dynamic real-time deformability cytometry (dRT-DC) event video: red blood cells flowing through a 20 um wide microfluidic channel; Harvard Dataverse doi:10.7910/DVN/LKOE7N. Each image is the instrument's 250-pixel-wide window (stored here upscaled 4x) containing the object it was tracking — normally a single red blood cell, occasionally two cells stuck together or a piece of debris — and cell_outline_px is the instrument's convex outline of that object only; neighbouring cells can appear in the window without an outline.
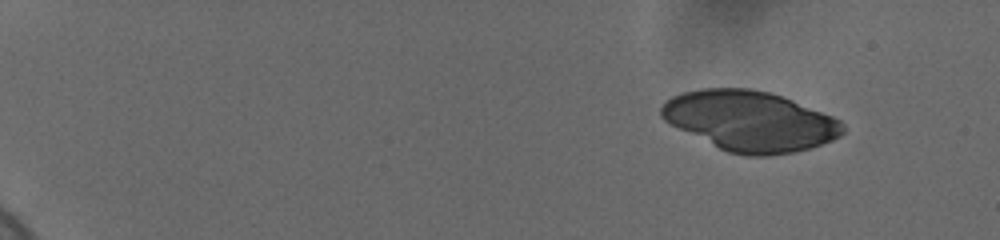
{"species": "human", "species_latin": "Homo sapiens", "temperature_condition": "cold", "stored_images_in_passage": 52, "camera_frame_rate_fps": 3000, "um_per_image_px": 0.085, "donor": {"sex": "female"}, "frame": {"image": 1, "passage_image": 1, "time_ms": 0.0, "image_size_px": [1000, 240], "cell_outline_px": [[844, 132], [840, 136], [832, 140], [808, 148], [792, 152], [764, 156], [748, 156], [728, 152], [664, 120], [660, 116], [660, 108], [664, 100], [672, 96], [684, 92], [700, 88], [752, 88], [772, 92], [784, 96], [832, 116], [840, 120], [844, 124]], "centroid_in_image_um": [63.76, 10.26], "position_along_channel_um": 21.2, "area_um2": 63.35}}
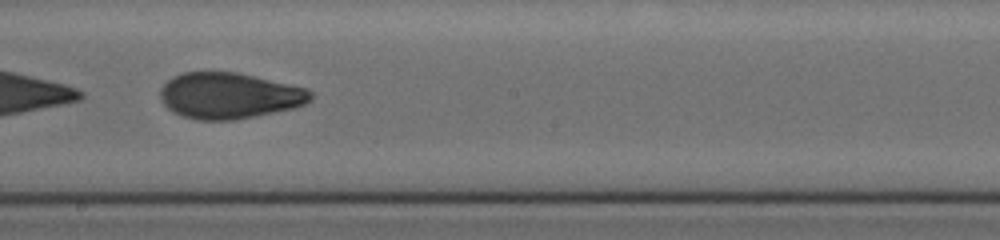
{"frame": {"image": 2, "passage_image": 31, "time_ms": 10.0, "image_size_px": [1000, 240], "cell_outline_px": [[312, 100], [304, 104], [292, 108], [232, 120], [196, 120], [172, 112], [160, 100], [160, 88], [168, 80], [184, 72], [236, 72], [308, 88], [312, 92]], "centroid_in_image_um": [19.47, 8.13], "position_along_channel_um": 228.7, "area_um2": 40.11}}
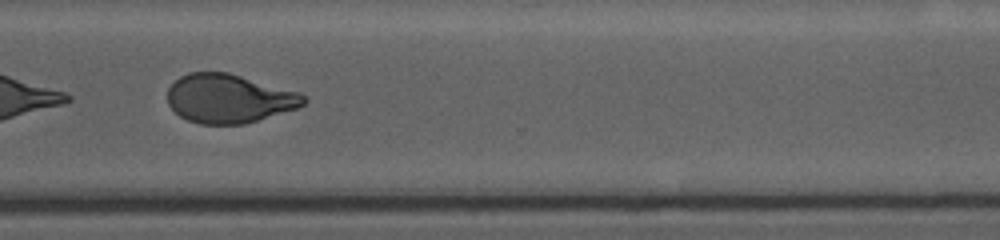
{"frame": {"image": 3, "passage_image": 41, "time_ms": 13.333, "image_size_px": [1000, 240], "cell_outline_px": [[308, 100], [304, 104], [296, 108], [244, 124], [200, 124], [188, 120], [180, 116], [168, 104], [168, 88], [180, 76], [188, 72], [228, 72], [300, 92], [308, 96]], "centroid_in_image_um": [19.48, 8.37], "position_along_channel_um": 351.1, "area_um2": 38.73}, "authors_computed_cell_mechanics": {"area_um2": 41.1536, "velocity_mm_per_s": 3.689, "shape_relaxation_time_tau1_ms": 6.288, "shape_relaxation_time_tau2_ms": 1.4209, "deformation_change_tau1": 0.1838, "deformation_change_tau2": 0.0682}}